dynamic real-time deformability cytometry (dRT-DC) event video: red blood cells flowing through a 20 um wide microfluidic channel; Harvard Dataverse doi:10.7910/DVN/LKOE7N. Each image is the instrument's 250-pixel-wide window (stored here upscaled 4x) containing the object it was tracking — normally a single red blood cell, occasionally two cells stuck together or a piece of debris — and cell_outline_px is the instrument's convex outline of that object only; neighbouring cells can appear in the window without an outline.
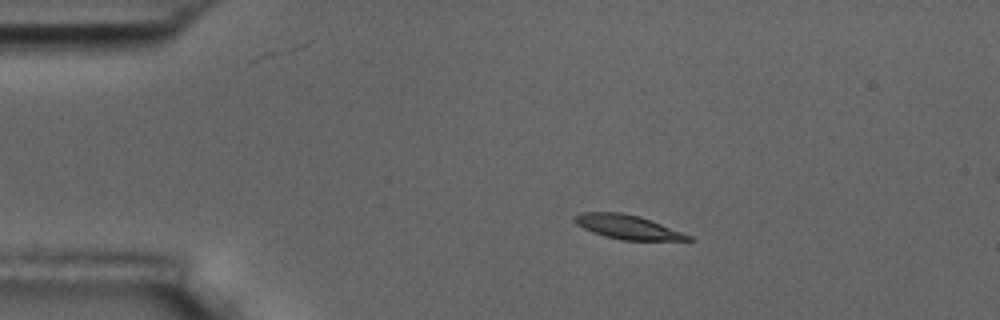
{"species": "common noctule bat (a hibernating species)", "species_latin": "Nyctalus noctula", "temperature_condition": "room temperature", "stored_images_in_passage": 3, "camera_frame_rate_fps": 3000, "um_per_image_px": 0.085, "animal": {"sex": "male", "body_mass_g": 17.5, "forearm_length_mm": 52.3}, "frame": {"image": 1, "passage_image": 1, "time_ms": 0.0, "image_size_px": [1000, 320], "cell_outline_px": [[692, 240], [620, 240], [604, 236], [592, 232], [576, 224], [572, 220], [572, 216], [580, 212], [620, 212], [640, 216], [692, 236]], "centroid_in_image_um": [53.27, 19.28], "position_along_channel_um": 31.7, "area_um2": 15.95}}